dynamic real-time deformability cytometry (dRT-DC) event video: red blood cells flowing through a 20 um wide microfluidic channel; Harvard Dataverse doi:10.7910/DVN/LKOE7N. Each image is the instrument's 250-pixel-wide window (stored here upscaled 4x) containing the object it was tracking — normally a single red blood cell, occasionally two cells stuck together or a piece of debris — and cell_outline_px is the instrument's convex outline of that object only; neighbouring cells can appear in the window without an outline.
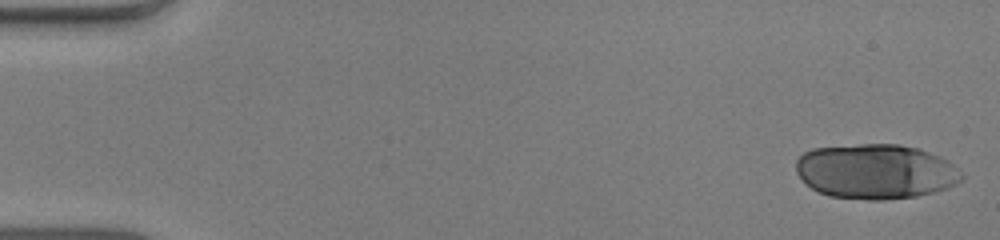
{"species": "human", "species_latin": "Homo sapiens", "temperature_condition": "warm", "stored_images_in_passage": 22, "camera_frame_rate_fps": 3000, "um_per_image_px": 0.085, "donor": {"sex": "male"}, "frame": {"image": 1, "passage_image": 1, "time_ms": 0.0, "image_size_px": [1000, 240], "cell_outline_px": [[964, 180], [948, 188], [916, 196], [884, 200], [868, 200], [828, 196], [804, 184], [796, 172], [796, 160], [804, 152], [812, 148], [860, 144], [900, 144], [920, 148], [940, 156], [948, 160], [964, 176]], "centroid_in_image_um": [74.43, 14.57], "position_along_channel_um": 10.6, "area_um2": 53.47}}
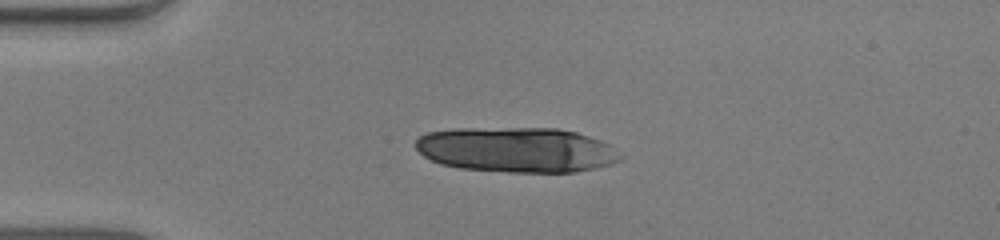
{"frame": {"image": 2, "passage_image": 12, "time_ms": 3.667, "image_size_px": [1000, 240], "cell_outline_px": [[624, 156], [620, 160], [612, 164], [596, 168], [576, 172], [508, 172], [460, 168], [440, 164], [424, 156], [416, 148], [416, 140], [420, 136], [428, 132], [456, 128], [556, 128], [576, 132], [600, 140], [608, 144]], "centroid_in_image_um": [43.93, 12.73], "position_along_channel_um": 41.1, "area_um2": 53.99}}